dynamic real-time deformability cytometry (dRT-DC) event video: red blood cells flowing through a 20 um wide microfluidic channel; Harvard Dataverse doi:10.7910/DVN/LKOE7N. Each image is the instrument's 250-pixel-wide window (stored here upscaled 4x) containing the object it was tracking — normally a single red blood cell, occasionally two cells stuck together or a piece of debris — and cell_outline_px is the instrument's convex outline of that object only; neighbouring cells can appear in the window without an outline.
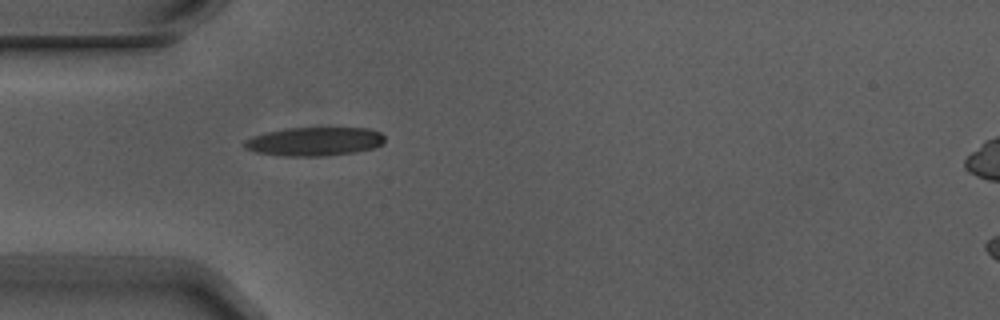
{"species": "Egyptian fruit bat (a non-hibernating species)", "species_latin": "Rousettus aegyptiacus", "temperature_condition": "warm", "stored_images_in_passage": 2, "segment_of_instrument_passage": [1, 2], "camera_frame_rate_fps": 3000, "um_per_image_px": 0.085, "animal": {"sex": "male"}, "frame": {"image": 1, "passage_image": 1, "time_ms": 0.0, "image_size_px": [1000, 320], "cell_outline_px": [[384, 144], [376, 148], [356, 152], [324, 156], [284, 156], [256, 152], [244, 148], [244, 140], [252, 136], [284, 128], [368, 128], [380, 132], [384, 136]], "centroid_in_image_um": [26.75, 12.03], "position_along_channel_um": 58.2, "area_um2": 23.64}}